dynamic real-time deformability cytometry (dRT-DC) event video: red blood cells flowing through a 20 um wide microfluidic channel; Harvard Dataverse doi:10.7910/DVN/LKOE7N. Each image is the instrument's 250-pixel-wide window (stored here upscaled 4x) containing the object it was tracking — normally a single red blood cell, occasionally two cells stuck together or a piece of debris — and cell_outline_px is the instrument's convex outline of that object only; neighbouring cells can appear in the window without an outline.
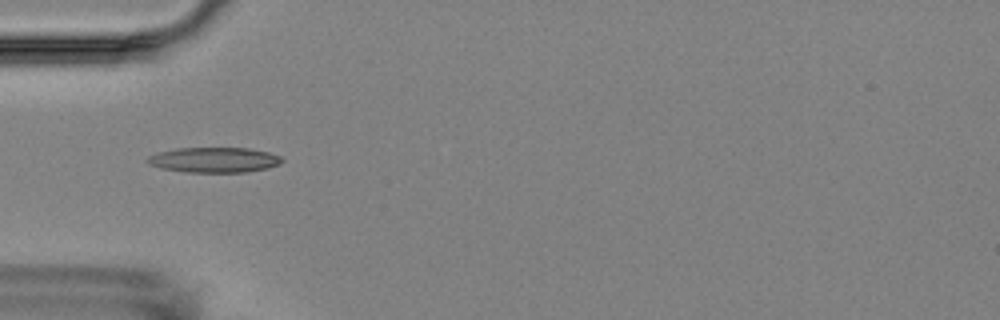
{"species": "Egyptian fruit bat (a non-hibernating species)", "species_latin": "Rousettus aegyptiacus", "temperature_condition": "room temperature", "stored_images_in_passage": 1, "camera_frame_rate_fps": 3000, "um_per_image_px": 0.085, "animal": {"sex": "female"}, "frame": {"image": 1, "passage_image": 1, "time_ms": 0.0, "image_size_px": [1000, 320], "cell_outline_px": [[284, 160], [280, 164], [268, 168], [244, 172], [184, 172], [160, 168], [148, 164], [144, 160], [148, 156], [156, 152], [176, 148], [248, 148], [268, 152], [280, 156]], "centroid_in_image_um": [18.15, 13.59], "position_along_channel_um": 66.8, "area_um2": 19.94}}